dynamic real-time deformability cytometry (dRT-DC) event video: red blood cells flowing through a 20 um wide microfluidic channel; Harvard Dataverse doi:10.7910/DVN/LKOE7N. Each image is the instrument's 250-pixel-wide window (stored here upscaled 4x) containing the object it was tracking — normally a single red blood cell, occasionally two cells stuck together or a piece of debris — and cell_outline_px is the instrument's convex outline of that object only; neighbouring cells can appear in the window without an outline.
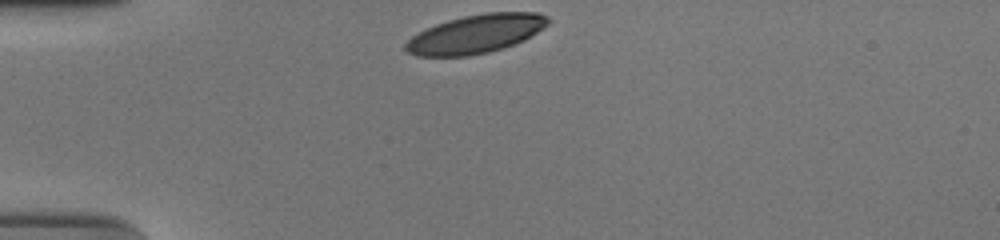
{"species": "human", "species_latin": "Homo sapiens", "temperature_condition": "cold", "stored_images_in_passage": 32, "camera_frame_rate_fps": 3000, "um_per_image_px": 0.085, "donor": {"sex": "male"}, "frame": {"image": 1, "passage_image": 1, "time_ms": 0.0, "image_size_px": [1000, 240], "cell_outline_px": [[552, 20], [544, 28], [524, 40], [504, 48], [488, 52], [468, 56], [416, 56], [408, 52], [404, 48], [404, 44], [412, 36], [436, 24], [448, 20], [464, 16], [484, 12], [536, 12], [548, 16]], "centroid_in_image_um": [40.48, 2.88], "position_along_channel_um": 44.5, "area_um2": 32.08}}
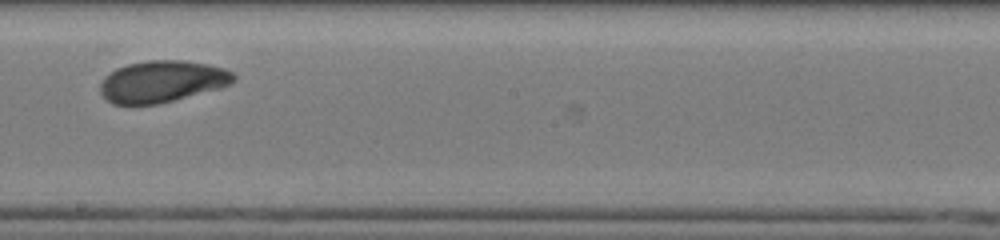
{"frame": {"image": 2, "passage_image": 19, "time_ms": 6.0, "image_size_px": [1000, 240], "cell_outline_px": [[236, 80], [220, 88], [160, 104], [112, 104], [100, 92], [100, 80], [104, 76], [116, 68], [128, 64], [148, 60], [184, 60], [208, 64], [224, 68], [232, 72], [236, 76]], "centroid_in_image_um": [13.77, 6.92], "position_along_channel_um": 234.4, "area_um2": 32.54}}
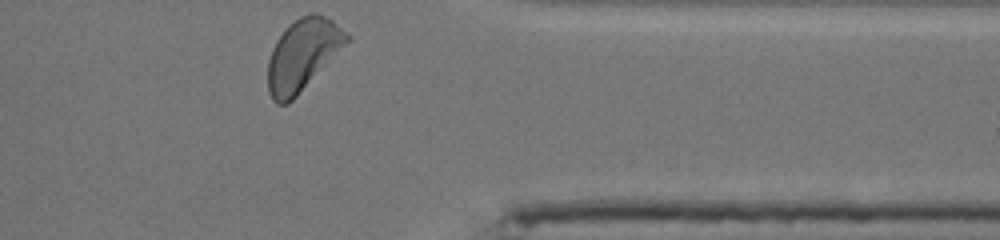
{"frame": {"image": 3, "passage_image": 32, "time_ms": 10.333, "image_size_px": [1000, 240], "cell_outline_px": [[352, 36], [296, 96], [288, 104], [276, 104], [272, 100], [268, 92], [268, 60], [272, 48], [276, 40], [284, 28], [288, 24], [300, 16], [312, 12], [324, 16], [332, 20]], "centroid_in_image_um": [25.68, 4.63], "position_along_channel_um": 385.7, "area_um2": 32.43}, "authors_computed_cell_mechanics": {"area_um2": 32.7437, "velocity_mm_per_s": 3.6882, "shape_relaxation_time_tau1_ms": 4.802, "shape_relaxation_time_tau2_ms": 3.9127, "deformation_change_tau1": 0.1614, "deformation_change_tau2": 0.0863}}